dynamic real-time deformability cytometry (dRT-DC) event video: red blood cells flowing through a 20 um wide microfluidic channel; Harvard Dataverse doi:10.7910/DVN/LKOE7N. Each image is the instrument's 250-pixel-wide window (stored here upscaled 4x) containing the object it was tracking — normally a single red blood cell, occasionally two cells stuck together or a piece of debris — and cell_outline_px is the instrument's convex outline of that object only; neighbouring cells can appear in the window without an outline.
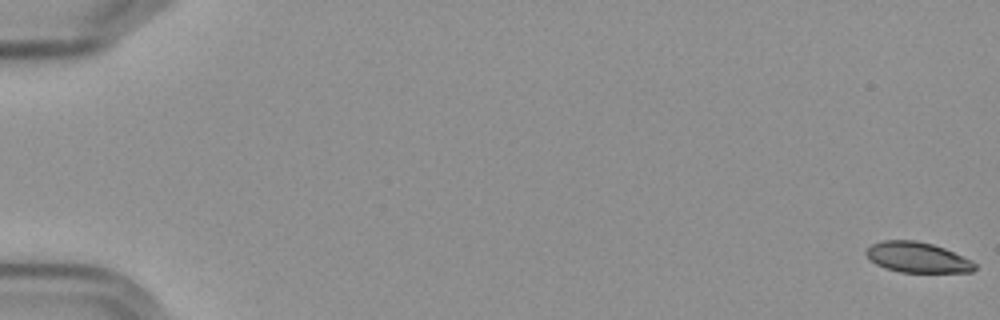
{"species": "Egyptian fruit bat (a non-hibernating species)", "species_latin": "Rousettus aegyptiacus", "temperature_condition": "cold", "stored_images_in_passage": 58, "camera_frame_rate_fps": 3000, "um_per_image_px": 0.085, "frame": {"image": 1, "passage_image": 1, "time_ms": 0.0, "image_size_px": [1000, 320], "cell_outline_px": [[976, 268], [972, 272], [900, 272], [884, 268], [876, 264], [864, 252], [872, 244], [884, 240], [916, 240], [932, 244], [944, 248], [972, 260], [976, 264]], "centroid_in_image_um": [77.99, 21.88], "position_along_channel_um": 7.0, "area_um2": 19.19}}
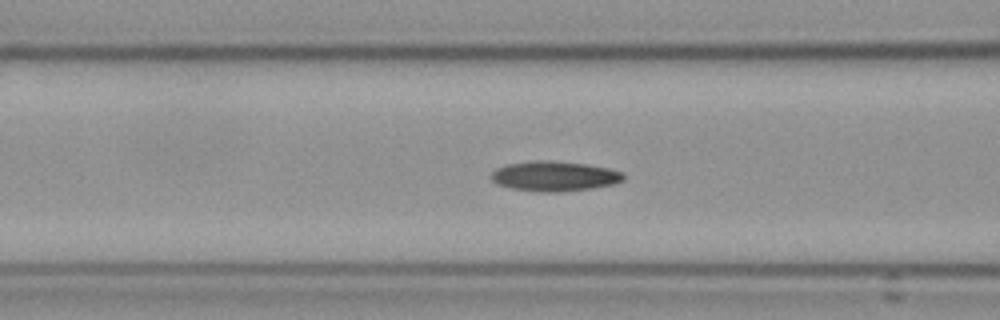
{"frame": {"image": 2, "passage_image": 25, "time_ms": 8.0, "image_size_px": [1000, 320], "cell_outline_px": [[624, 180], [612, 184], [592, 188], [560, 192], [540, 192], [508, 188], [496, 184], [492, 180], [492, 172], [496, 168], [508, 164], [532, 160], [548, 160], [588, 164], [608, 168], [624, 172]], "centroid_in_image_um": [47.11, 14.97], "position_along_channel_um": 119.5, "area_um2": 23.29}}
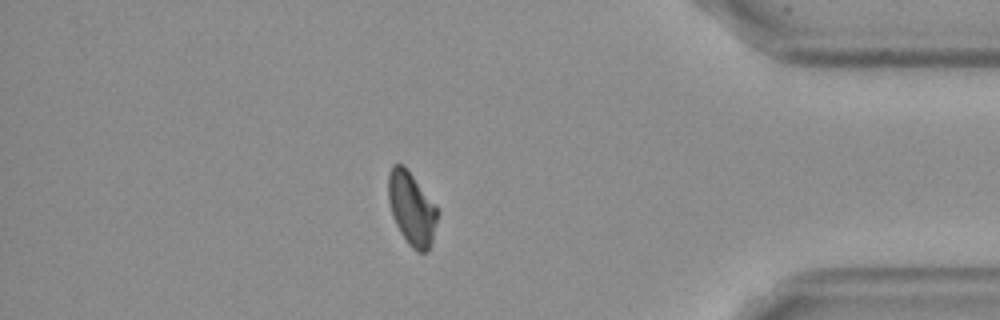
{"frame": {"image": 3, "passage_image": 51, "time_ms": 16.667, "image_size_px": [1000, 320], "cell_outline_px": [[440, 212], [432, 244], [428, 252], [416, 252], [408, 244], [400, 232], [392, 216], [388, 200], [388, 172], [392, 164], [404, 164], [436, 204]], "centroid_in_image_um": [35.02, 17.73], "position_along_channel_um": 400.2, "area_um2": 21.62}, "authors_computed_cell_mechanics": {"area_um2": 21.5305, "velocity_mm_per_s": 3.5783, "shape_relaxation_time_tau1_ms": 5.2158, "shape_relaxation_time_tau2_ms": 3.7127, "deformation_change_tau1": 0.1376, "deformation_change_tau2": 0.0885}}